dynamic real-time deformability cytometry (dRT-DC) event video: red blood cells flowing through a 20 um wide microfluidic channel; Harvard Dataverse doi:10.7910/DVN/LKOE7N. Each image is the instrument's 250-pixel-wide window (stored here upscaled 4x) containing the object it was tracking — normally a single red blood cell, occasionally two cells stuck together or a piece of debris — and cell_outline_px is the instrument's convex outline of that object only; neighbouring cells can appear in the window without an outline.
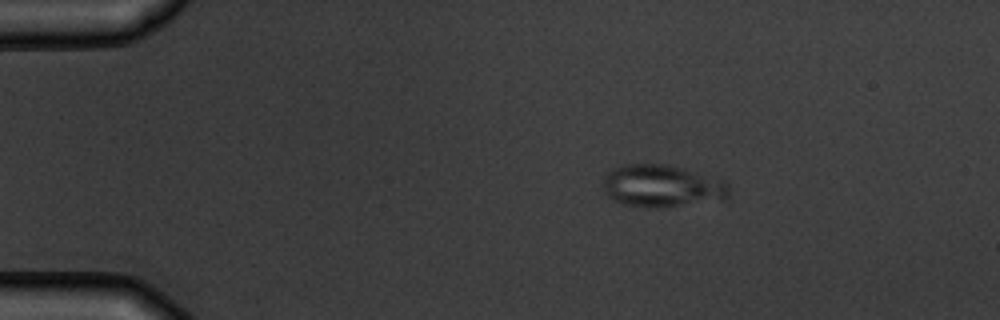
{"species": "common noctule bat (a hibernating species)", "species_latin": "Nyctalus noctula", "temperature_condition": "warm", "stored_images_in_passage": 3, "camera_frame_rate_fps": 3000, "um_per_image_px": 0.085, "animal": {"sex": "male", "body_mass_g": 19.5, "forearm_length_mm": 54.6}, "frame": {"image": 1, "passage_image": 1, "time_ms": 0.0, "image_size_px": [1000, 320], "cell_outline_px": [[728, 196], [724, 200], [656, 208], [624, 204], [612, 200], [604, 192], [604, 176], [612, 168], [624, 164], [664, 164], [684, 168], [724, 180], [728, 184]], "centroid_in_image_um": [56.26, 15.81], "position_along_channel_um": 28.7, "area_um2": 31.15}}